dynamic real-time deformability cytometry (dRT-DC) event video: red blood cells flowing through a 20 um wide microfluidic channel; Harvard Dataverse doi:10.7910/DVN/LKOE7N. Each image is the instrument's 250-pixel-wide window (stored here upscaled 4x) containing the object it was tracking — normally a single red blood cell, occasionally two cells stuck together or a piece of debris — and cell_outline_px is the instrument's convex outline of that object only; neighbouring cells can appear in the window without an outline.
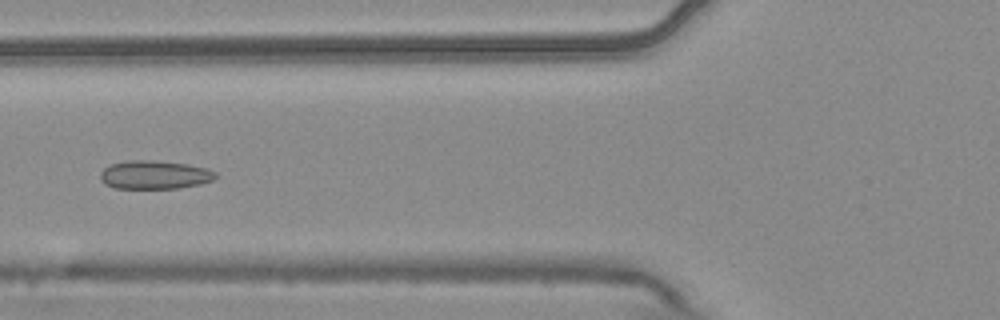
{"species": "common noctule bat (a hibernating species)", "species_latin": "Nyctalus noctula", "temperature_condition": "warm", "stored_images_in_passage": 6, "camera_frame_rate_fps": 3000, "um_per_image_px": 0.085, "animal": {"sex": "male", "body_mass_g": 20.4}, "frame": {"image": 1, "passage_image": 3, "time_ms": 0.667, "image_size_px": [1000, 320], "cell_outline_px": [[216, 176], [212, 180], [200, 184], [176, 188], [112, 188], [104, 184], [100, 180], [100, 172], [104, 168], [112, 164], [128, 160], [148, 160], [188, 164], [204, 168], [216, 172]], "centroid_in_image_um": [13.09, 14.86], "position_along_channel_um": 112.7, "area_um2": 19.02}}
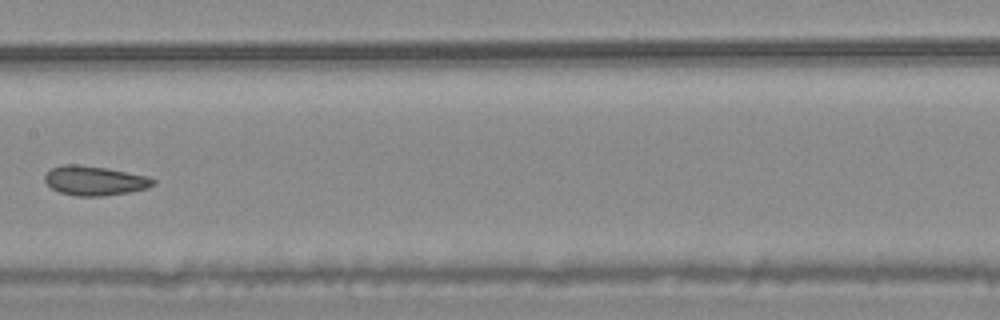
{"frame": {"image": 2, "passage_image": 5, "time_ms": 1.333, "image_size_px": [1000, 320], "cell_outline_px": [[156, 184], [148, 188], [128, 192], [100, 196], [76, 196], [60, 192], [52, 188], [44, 180], [44, 176], [52, 168], [64, 164], [76, 164], [108, 168], [148, 176], [156, 180]], "centroid_in_image_um": [8.07, 15.35], "position_along_channel_um": 199.3, "area_um2": 18.55}}
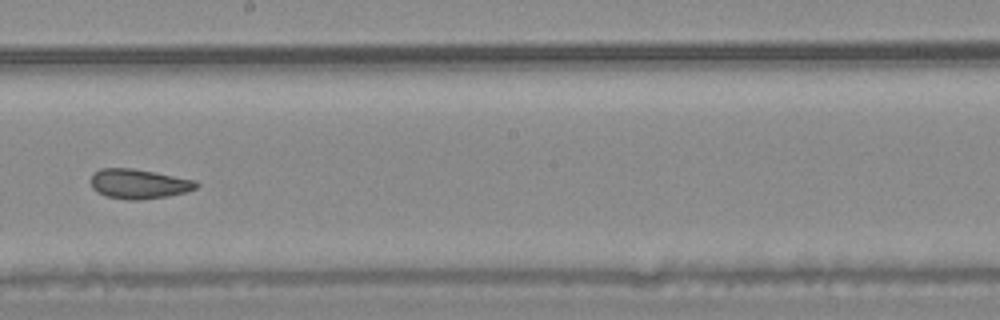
{"frame": {"image": 3, "passage_image": 6, "time_ms": 1.667, "image_size_px": [1000, 320], "cell_outline_px": [[200, 184], [196, 188], [188, 192], [168, 196], [140, 200], [128, 200], [104, 196], [96, 192], [92, 188], [88, 180], [100, 168], [132, 168], [196, 180]], "centroid_in_image_um": [11.78, 15.64], "position_along_channel_um": 236.4, "area_um2": 18.5}}